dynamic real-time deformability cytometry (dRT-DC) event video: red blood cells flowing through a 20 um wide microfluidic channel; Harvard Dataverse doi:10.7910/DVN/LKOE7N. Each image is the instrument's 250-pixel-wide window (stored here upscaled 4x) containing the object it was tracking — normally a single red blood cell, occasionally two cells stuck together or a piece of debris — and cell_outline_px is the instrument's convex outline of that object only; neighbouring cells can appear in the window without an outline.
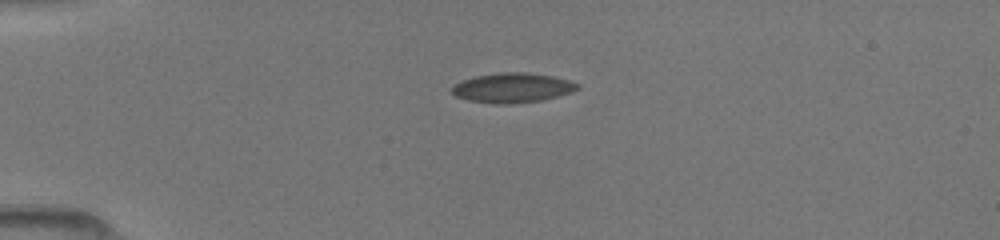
{"species": "common noctule bat (a hibernating species)", "species_latin": "Nyctalus noctula", "temperature_condition": "room temperature", "stored_images_in_passage": 38, "camera_frame_rate_fps": 3000, "um_per_image_px": 0.085, "animal": {"sex": "female", "body_mass_g": 19.5, "forearm_length_mm": 54.1}, "frame": {"image": 1, "passage_image": 1, "time_ms": 0.0, "image_size_px": [1000, 240], "cell_outline_px": [[580, 88], [572, 92], [540, 100], [508, 104], [496, 104], [468, 100], [456, 96], [452, 92], [452, 88], [460, 80], [476, 76], [500, 72], [524, 72], [552, 76], [568, 80], [580, 84]], "centroid_in_image_um": [43.55, 7.46], "position_along_channel_um": 41.4, "area_um2": 21.56}}
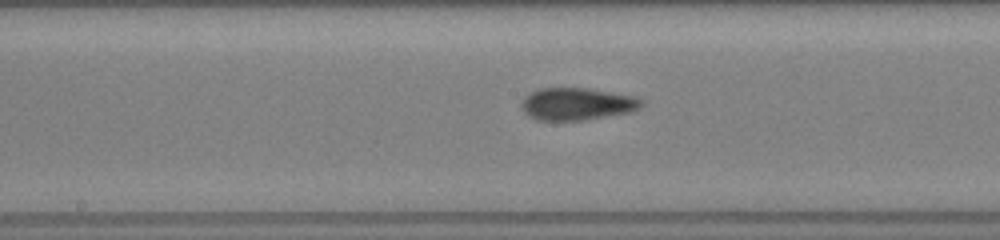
{"frame": {"image": 2, "passage_image": 15, "time_ms": 4.667, "image_size_px": [1000, 240], "cell_outline_px": [[644, 104], [640, 108], [628, 112], [584, 120], [536, 120], [528, 116], [524, 112], [520, 104], [524, 96], [540, 88], [588, 88], [632, 96], [644, 100]], "centroid_in_image_um": [49.01, 8.83], "position_along_channel_um": 199.2, "area_um2": 22.54}}
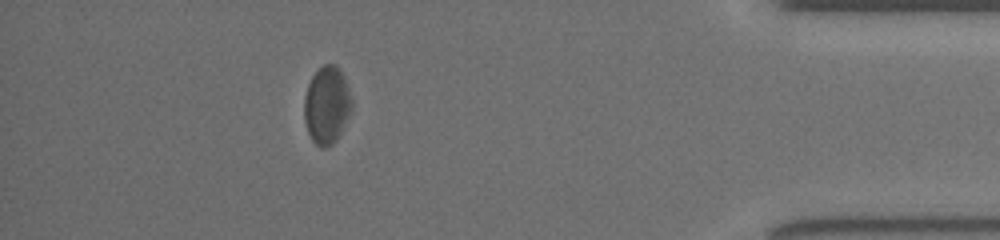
{"frame": {"image": 3, "passage_image": 33, "time_ms": 10.667, "image_size_px": [1000, 240], "cell_outline_px": [[352, 108], [336, 140], [332, 144], [324, 148], [316, 144], [312, 140], [308, 132], [304, 120], [304, 96], [308, 84], [312, 76], [324, 64], [336, 64], [340, 68], [344, 76], [352, 100]], "centroid_in_image_um": [27.77, 8.91], "position_along_channel_um": 407.4, "area_um2": 21.39}}